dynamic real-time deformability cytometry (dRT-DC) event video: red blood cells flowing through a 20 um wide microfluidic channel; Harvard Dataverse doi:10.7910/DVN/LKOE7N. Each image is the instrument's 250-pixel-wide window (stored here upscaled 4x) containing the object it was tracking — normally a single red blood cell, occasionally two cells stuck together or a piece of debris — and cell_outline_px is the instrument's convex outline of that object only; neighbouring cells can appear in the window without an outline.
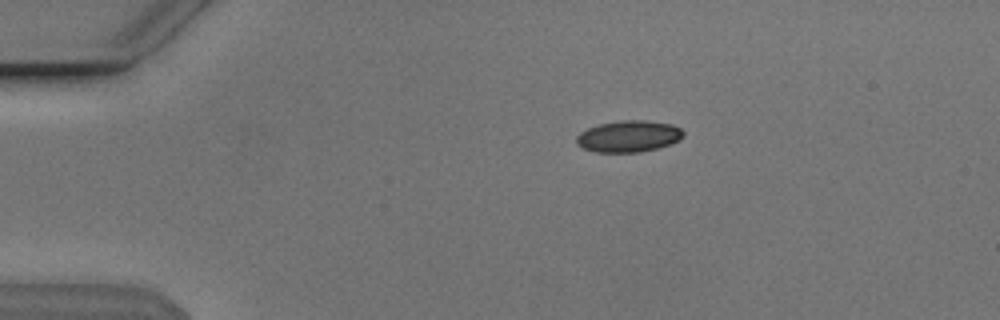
{"species": "Egyptian fruit bat (a non-hibernating species)", "species_latin": "Rousettus aegyptiacus", "temperature_condition": "cold", "stored_images_in_passage": 44, "camera_frame_rate_fps": 3000, "um_per_image_px": 0.085, "animal": {"sex": "male"}, "frame": {"image": 1, "passage_image": 1, "time_ms": 0.0, "image_size_px": [1000, 320], "cell_outline_px": [[684, 136], [680, 140], [656, 148], [640, 152], [596, 152], [584, 148], [576, 144], [576, 136], [580, 132], [588, 128], [600, 124], [620, 120], [644, 120], [672, 124], [680, 128], [684, 132]], "centroid_in_image_um": [53.43, 11.58], "position_along_channel_um": 31.6, "area_um2": 19.59}}
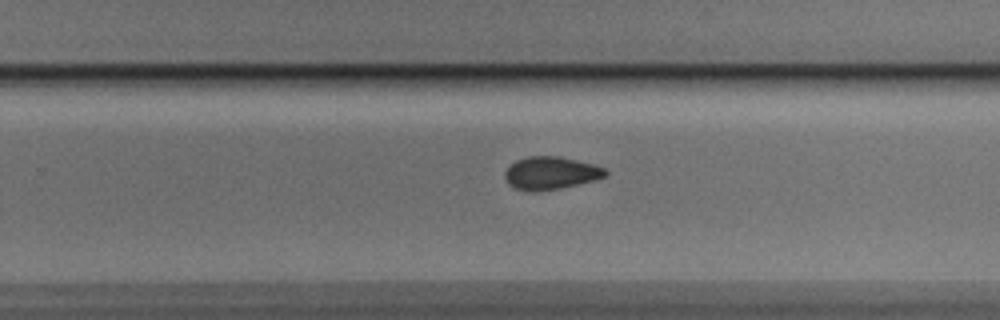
{"frame": {"image": 2, "passage_image": 25, "time_ms": 8.0, "image_size_px": [1000, 320], "cell_outline_px": [[608, 172], [604, 176], [592, 180], [560, 188], [532, 192], [516, 188], [508, 184], [504, 176], [504, 172], [516, 160], [528, 156], [560, 156], [592, 164], [604, 168]], "centroid_in_image_um": [46.77, 14.7], "position_along_channel_um": 283.0, "area_um2": 18.9}}
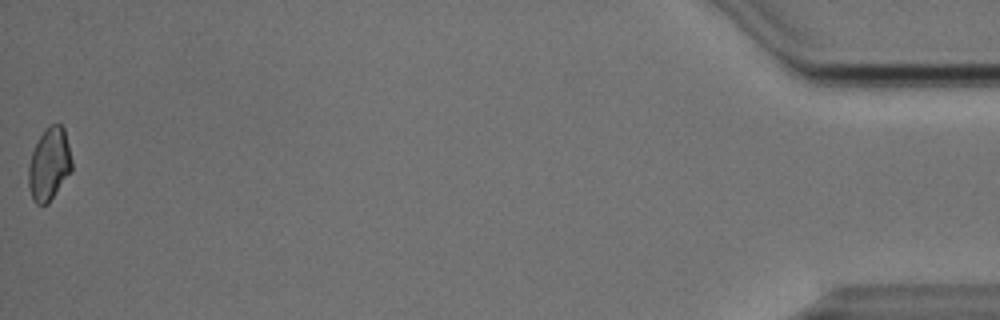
{"frame": {"image": 3, "passage_image": 44, "time_ms": 14.333, "image_size_px": [1000, 320], "cell_outline_px": [[72, 168], [48, 204], [36, 204], [32, 200], [28, 188], [28, 164], [32, 152], [40, 136], [52, 124], [60, 124], [64, 128], [72, 160]], "centroid_in_image_um": [4.16, 13.99], "position_along_channel_um": 431.0, "area_um2": 18.09}, "authors_computed_cell_mechanics": {"area_um2": 19.1318, "velocity_mm_per_s": 3.8533, "shape_relaxation_time_tau1_ms": 9.4749, "shape_relaxation_time_tau2_ms": 2.3906, "deformation_change_tau1": 0.1501, "deformation_change_tau2": 0.0616}}